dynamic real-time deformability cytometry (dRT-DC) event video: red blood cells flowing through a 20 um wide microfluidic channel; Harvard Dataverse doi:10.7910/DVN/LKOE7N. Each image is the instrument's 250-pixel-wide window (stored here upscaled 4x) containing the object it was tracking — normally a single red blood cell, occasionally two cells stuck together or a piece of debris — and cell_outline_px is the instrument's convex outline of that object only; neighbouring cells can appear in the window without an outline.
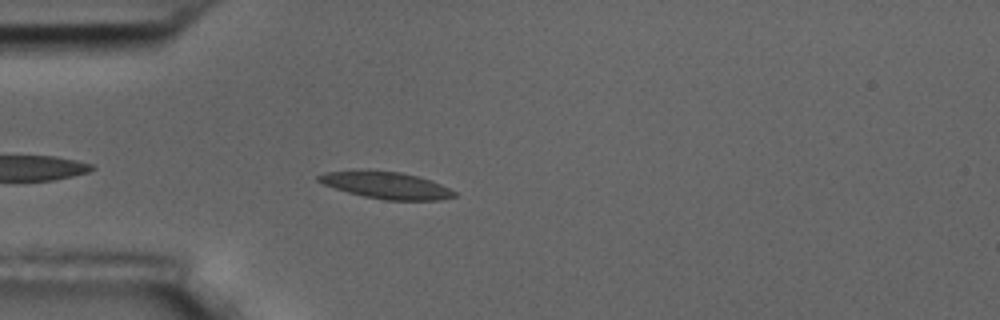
{"species": "common noctule bat (a hibernating species)", "species_latin": "Nyctalus noctula", "temperature_condition": "room temperature", "stored_images_in_passage": 4, "camera_frame_rate_fps": 3000, "um_per_image_px": 0.085, "animal": {"sex": "male", "body_mass_g": 17.5, "forearm_length_mm": 52.3}, "frame": {"image": 1, "passage_image": 4, "time_ms": 3.667, "image_size_px": [1000, 320], "cell_outline_px": [[456, 196], [440, 200], [384, 200], [364, 196], [348, 192], [324, 184], [316, 180], [316, 176], [324, 172], [400, 172], [432, 180], [456, 192]], "centroid_in_image_um": [32.88, 15.78], "position_along_channel_um": 52.1, "area_um2": 20.52}}